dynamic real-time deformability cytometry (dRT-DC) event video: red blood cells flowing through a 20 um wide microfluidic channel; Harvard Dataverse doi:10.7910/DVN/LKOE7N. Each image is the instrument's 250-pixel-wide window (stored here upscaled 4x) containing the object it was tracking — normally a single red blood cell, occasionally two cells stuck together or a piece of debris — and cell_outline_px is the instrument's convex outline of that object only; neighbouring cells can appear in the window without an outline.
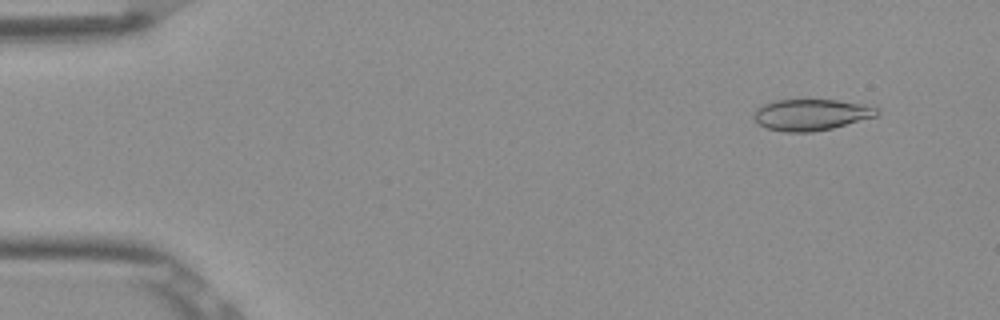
{"species": "Egyptian fruit bat (a non-hibernating species)", "species_latin": "Rousettus aegyptiacus", "temperature_condition": "room temperature", "stored_images_in_passage": 4, "camera_frame_rate_fps": 3000, "um_per_image_px": 0.085, "frame": {"image": 1, "passage_image": 1, "time_ms": 0.0, "image_size_px": [1000, 320], "cell_outline_px": [[880, 112], [876, 116], [832, 128], [812, 132], [784, 132], [764, 128], [752, 116], [756, 108], [760, 104], [772, 100], [836, 100], [864, 104], [880, 108]], "centroid_in_image_um": [68.91, 9.74], "position_along_channel_um": 16.1, "area_um2": 22.66}}